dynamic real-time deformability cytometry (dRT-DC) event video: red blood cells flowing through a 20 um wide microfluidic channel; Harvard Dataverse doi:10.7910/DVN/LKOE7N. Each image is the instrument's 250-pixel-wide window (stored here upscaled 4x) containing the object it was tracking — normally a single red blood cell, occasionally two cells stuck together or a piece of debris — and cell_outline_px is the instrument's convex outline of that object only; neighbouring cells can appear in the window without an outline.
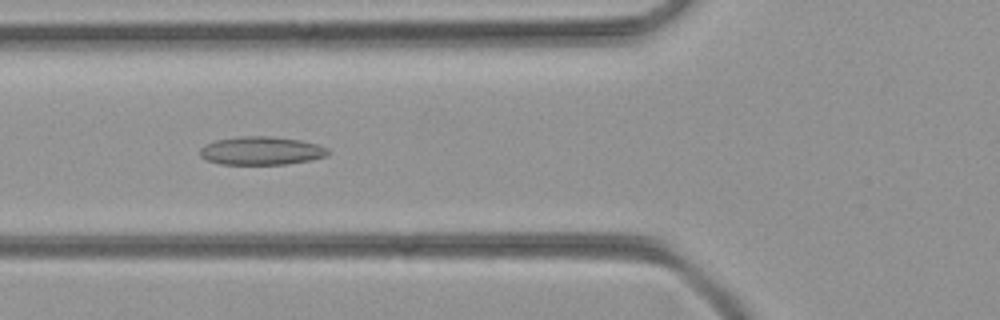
{"species": "common noctule bat (a hibernating species)", "species_latin": "Nyctalus noctula", "temperature_condition": "room temperature", "stored_images_in_passage": 42, "camera_frame_rate_fps": 3000, "um_per_image_px": 0.085, "animal": {"sex": "female", "body_mass_g": 21.9}, "frame": {"image": 1, "passage_image": 9, "time_ms": 2.667, "image_size_px": [1000, 320], "cell_outline_px": [[332, 152], [328, 156], [312, 160], [284, 164], [220, 164], [208, 160], [200, 156], [200, 148], [204, 144], [216, 140], [236, 136], [272, 136], [300, 140], [316, 144], [328, 148]], "centroid_in_image_um": [22.23, 12.81], "position_along_channel_um": 103.6, "area_um2": 21.33}}
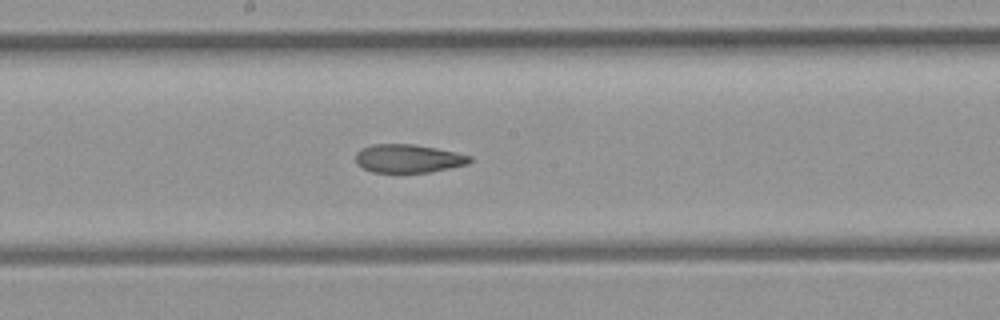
{"frame": {"image": 2, "passage_image": 17, "time_ms": 5.333, "image_size_px": [1000, 320], "cell_outline_px": [[472, 160], [468, 164], [428, 172], [372, 172], [356, 164], [356, 152], [372, 144], [412, 144], [436, 148], [456, 152], [472, 156]], "centroid_in_image_um": [34.71, 13.47], "position_along_channel_um": 213.5, "area_um2": 18.73}}
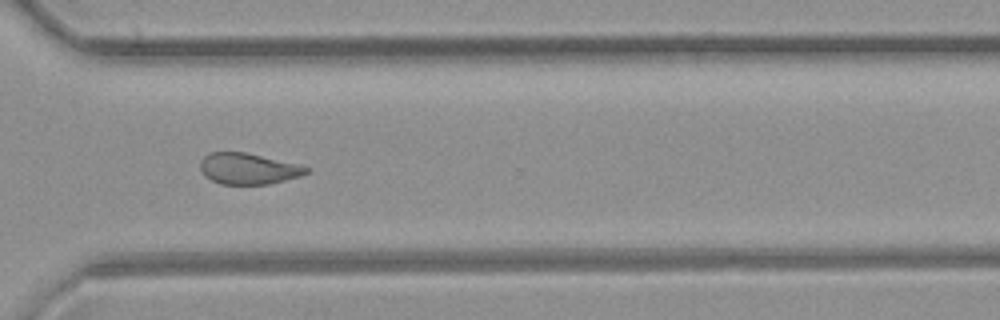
{"frame": {"image": 3, "passage_image": 27, "time_ms": 8.667, "image_size_px": [1000, 320], "cell_outline_px": [[308, 172], [300, 176], [268, 184], [220, 184], [204, 176], [200, 168], [200, 160], [208, 152], [244, 152], [300, 164], [308, 168]], "centroid_in_image_um": [21.07, 14.33], "position_along_channel_um": 349.5, "area_um2": 19.19}}